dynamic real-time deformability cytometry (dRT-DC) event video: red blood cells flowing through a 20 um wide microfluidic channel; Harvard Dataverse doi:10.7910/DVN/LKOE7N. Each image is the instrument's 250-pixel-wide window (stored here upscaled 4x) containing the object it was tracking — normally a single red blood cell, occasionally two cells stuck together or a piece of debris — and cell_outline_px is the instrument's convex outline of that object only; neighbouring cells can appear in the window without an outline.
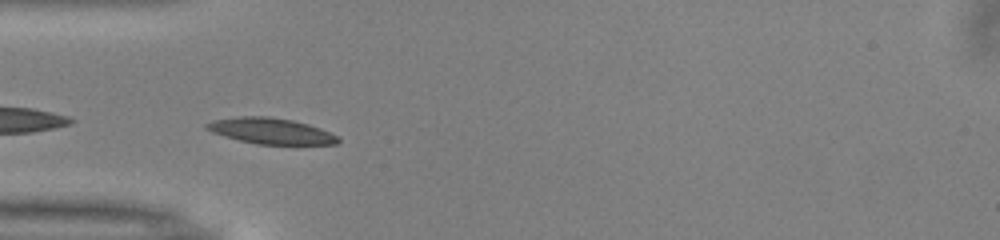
{"species": "common noctule bat (a hibernating species)", "species_latin": "Nyctalus noctula", "temperature_condition": "warm", "stored_images_in_passage": 32, "camera_frame_rate_fps": 3000, "um_per_image_px": 0.085, "animal": {"sex": "male", "body_mass_g": 13.0, "forearm_length_mm": 53.1}, "frame": {"image": 1, "passage_image": 2, "time_ms": 0.333, "image_size_px": [1000, 240], "cell_outline_px": [[340, 140], [336, 144], [256, 144], [224, 136], [212, 132], [204, 128], [204, 124], [212, 120], [240, 116], [268, 116], [292, 120], [308, 124], [320, 128], [336, 136]], "centroid_in_image_um": [22.97, 11.12], "position_along_channel_um": 62.0, "area_um2": 19.71}}
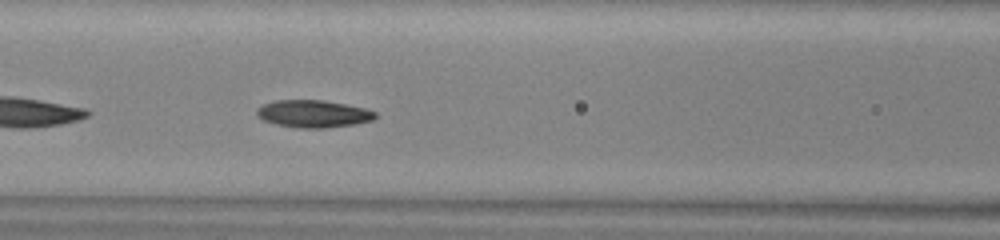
{"frame": {"image": 2, "passage_image": 8, "time_ms": 2.333, "image_size_px": [1000, 240], "cell_outline_px": [[376, 116], [372, 120], [356, 124], [324, 128], [300, 128], [276, 124], [264, 120], [256, 116], [256, 108], [264, 104], [276, 100], [324, 100], [364, 108], [376, 112]], "centroid_in_image_um": [26.61, 9.67], "position_along_channel_um": 140.0, "area_um2": 18.84}}
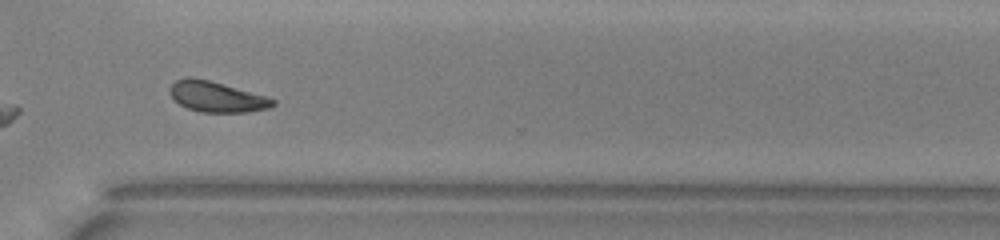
{"frame": {"image": 3, "passage_image": 24, "time_ms": 7.667, "image_size_px": [1000, 240], "cell_outline_px": [[276, 104], [268, 108], [248, 112], [200, 112], [188, 108], [180, 104], [172, 96], [168, 88], [176, 80], [184, 76], [192, 76], [208, 80], [268, 96], [276, 100]], "centroid_in_image_um": [18.42, 8.21], "position_along_channel_um": 352.2, "area_um2": 18.38}, "authors_computed_cell_mechanics": {"area_um2": 18.6116, "velocity_mm_per_s": 3.976, "shape_relaxation_time_tau1_ms": 4.5978, "shape_relaxation_time_tau2_ms": 4.7252, "deformation_change_tau1": 0.1254, "deformation_change_tau2": 0.1219}}